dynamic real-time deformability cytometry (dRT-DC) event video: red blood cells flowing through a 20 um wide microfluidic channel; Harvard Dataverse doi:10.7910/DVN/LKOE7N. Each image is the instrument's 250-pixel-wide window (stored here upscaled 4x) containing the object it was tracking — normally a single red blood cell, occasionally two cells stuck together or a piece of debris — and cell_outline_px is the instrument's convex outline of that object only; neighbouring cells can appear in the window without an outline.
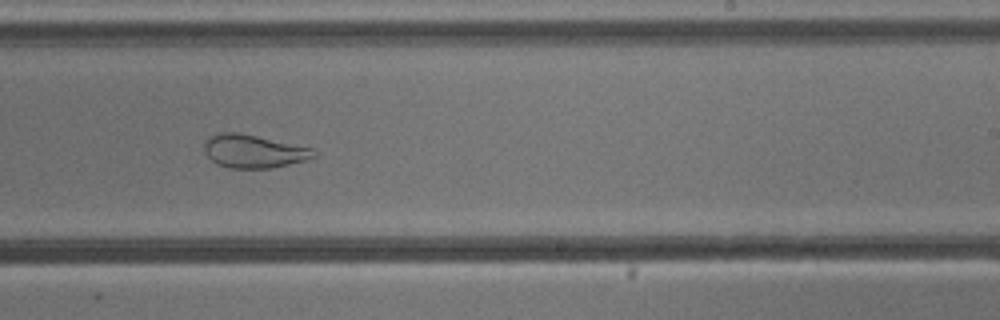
{"species": "common noctule bat (a hibernating species)", "species_latin": "Nyctalus noctula", "temperature_condition": "cold", "stored_images_in_passage": 54, "camera_frame_rate_fps": 3000, "um_per_image_px": 0.085, "animal": {"sex": "male", "body_mass_g": 13.3}, "frame": {"image": 1, "passage_image": 33, "time_ms": 10.667, "image_size_px": [1000, 320], "cell_outline_px": [[316, 156], [308, 160], [272, 168], [228, 168], [216, 164], [204, 152], [204, 140], [208, 136], [220, 132], [236, 132], [256, 136], [312, 148]], "centroid_in_image_um": [21.51, 12.86], "position_along_channel_um": 267.5, "area_um2": 21.21}}
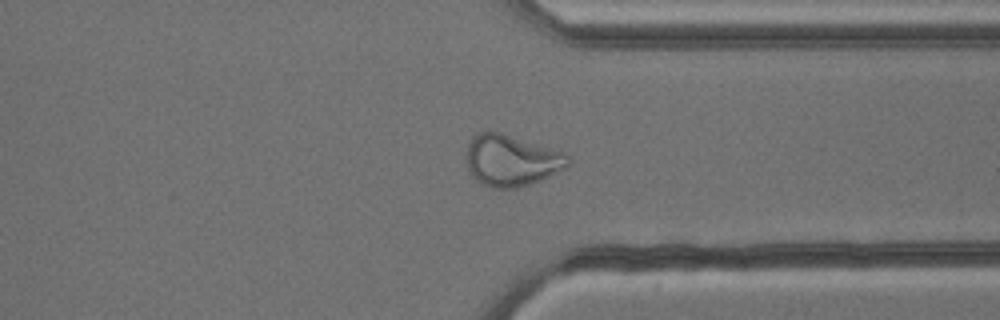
{"frame": {"image": 2, "passage_image": 41, "time_ms": 13.333, "image_size_px": [1000, 320], "cell_outline_px": [[572, 164], [540, 180], [516, 188], [492, 188], [480, 184], [468, 168], [468, 144], [472, 136], [480, 132], [500, 132], [560, 152], [568, 156], [572, 160]], "centroid_in_image_um": [43.46, 13.65], "position_along_channel_um": 367.9, "area_um2": 29.77}}
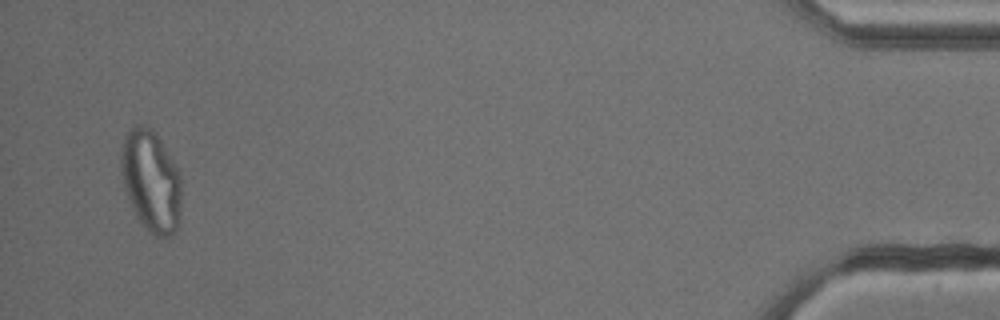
{"frame": {"image": 3, "passage_image": 52, "time_ms": 17.0, "image_size_px": [1000, 320], "cell_outline_px": [[180, 212], [176, 228], [168, 236], [156, 236], [148, 232], [136, 216], [132, 208], [120, 172], [120, 148], [124, 136], [136, 124], [140, 124], [152, 128], [160, 140], [172, 160], [180, 176]], "centroid_in_image_um": [12.8, 15.35], "position_along_channel_um": 422.4, "area_um2": 35.43}}